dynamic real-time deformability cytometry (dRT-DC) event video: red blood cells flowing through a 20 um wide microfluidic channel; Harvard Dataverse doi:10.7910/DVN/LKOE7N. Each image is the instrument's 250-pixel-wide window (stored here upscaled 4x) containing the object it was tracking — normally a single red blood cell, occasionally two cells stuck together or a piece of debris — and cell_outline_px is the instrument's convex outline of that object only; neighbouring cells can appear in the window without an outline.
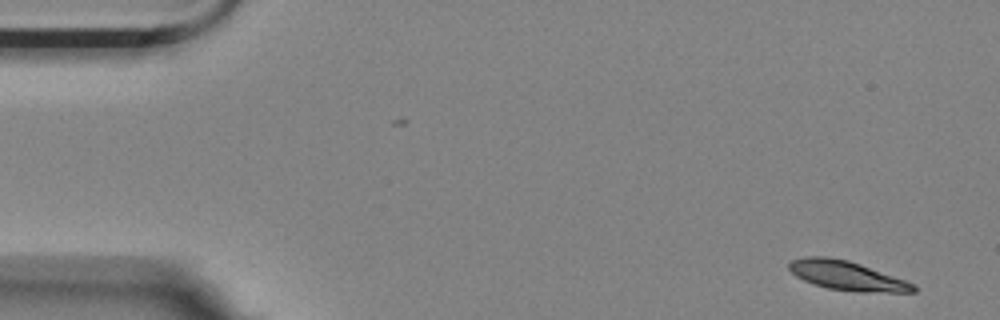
{"species": "Egyptian fruit bat (a non-hibernating species)", "species_latin": "Rousettus aegyptiacus", "temperature_condition": "room temperature", "stored_images_in_passage": 55, "camera_frame_rate_fps": 3000, "um_per_image_px": 0.085, "animal": {"sex": "female"}, "frame": {"image": 1, "passage_image": 1, "time_ms": 0.0, "image_size_px": [1000, 320], "cell_outline_px": [[920, 288], [916, 292], [860, 292], [828, 288], [812, 284], [796, 276], [788, 268], [788, 264], [792, 260], [804, 256], [828, 256], [848, 260], [860, 264], [916, 284]], "centroid_in_image_um": [72.01, 23.43], "position_along_channel_um": 13.0, "area_um2": 21.27}}
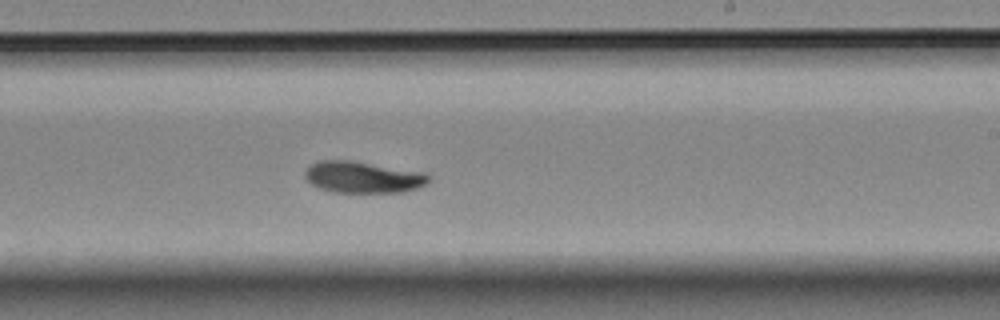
{"frame": {"image": 2, "passage_image": 32, "time_ms": 10.333, "image_size_px": [1000, 320], "cell_outline_px": [[432, 180], [428, 184], [404, 192], [332, 192], [320, 188], [312, 184], [304, 176], [304, 172], [312, 164], [320, 160], [352, 160], [428, 172], [432, 176]], "centroid_in_image_um": [30.94, 15.05], "position_along_channel_um": 258.1, "area_um2": 23.12}}
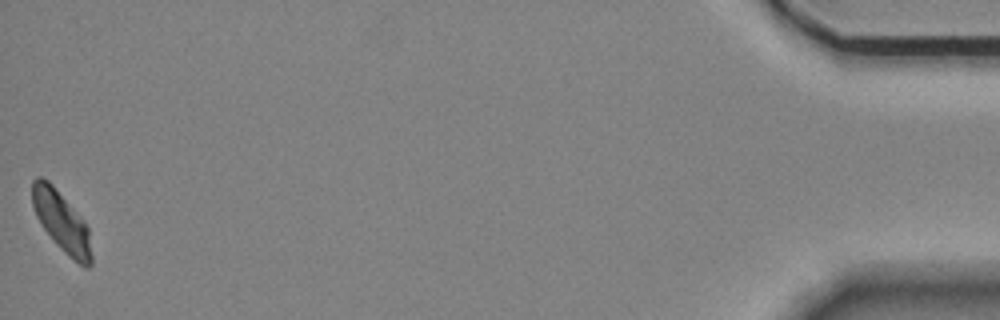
{"frame": {"image": 3, "passage_image": 55, "time_ms": 18.0, "image_size_px": [1000, 320], "cell_outline_px": [[92, 264], [88, 268], [84, 268], [68, 256], [56, 244], [40, 224], [36, 216], [32, 204], [32, 180], [36, 176], [40, 176], [48, 180], [52, 184], [84, 220], [88, 228], [92, 256]], "centroid_in_image_um": [5.23, 18.85], "position_along_channel_um": 430.0, "area_um2": 20.92}, "authors_computed_cell_mechanics": {"area_um2": 21.8484, "velocity_mm_per_s": 3.4619, "shape_relaxation_time_tau1_ms": 3.8824, "shape_relaxation_time_tau2_ms": null, "deformation_change_tau1": 0.1472, "deformation_change_tau2": null}}